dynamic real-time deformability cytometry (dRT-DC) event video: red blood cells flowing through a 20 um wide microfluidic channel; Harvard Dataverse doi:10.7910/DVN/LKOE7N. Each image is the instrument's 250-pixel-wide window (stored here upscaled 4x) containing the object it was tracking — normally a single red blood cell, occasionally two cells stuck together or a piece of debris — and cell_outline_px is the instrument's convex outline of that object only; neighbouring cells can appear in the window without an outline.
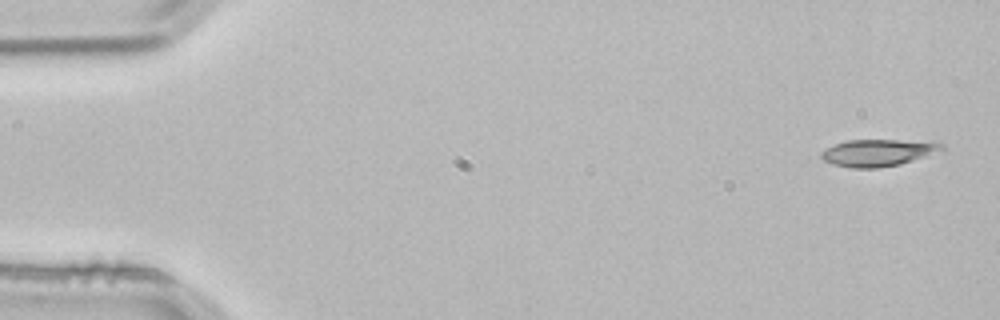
{"species": "common noctule bat (a hibernating species)", "species_latin": "Nyctalus noctula", "temperature_condition": "room temperature", "stored_images_in_passage": 5, "segment_of_instrument_passage": [2, 2], "camera_frame_rate_fps": 3000, "um_per_image_px": 0.085, "animal": {"sex": "male", "body_mass_g": 21.5, "forearm_length_mm": 52.0}, "frame": {"image": 1, "passage_image": 5, "time_ms": 1.333, "image_size_px": [1000, 320], "cell_outline_px": [[944, 152], [900, 164], [880, 168], [852, 168], [836, 164], [824, 160], [820, 156], [820, 152], [824, 148], [848, 140], [932, 140], [944, 144]], "centroid_in_image_um": [74.76, 12.96], "position_along_channel_um": 10.2, "area_um2": 19.42}}